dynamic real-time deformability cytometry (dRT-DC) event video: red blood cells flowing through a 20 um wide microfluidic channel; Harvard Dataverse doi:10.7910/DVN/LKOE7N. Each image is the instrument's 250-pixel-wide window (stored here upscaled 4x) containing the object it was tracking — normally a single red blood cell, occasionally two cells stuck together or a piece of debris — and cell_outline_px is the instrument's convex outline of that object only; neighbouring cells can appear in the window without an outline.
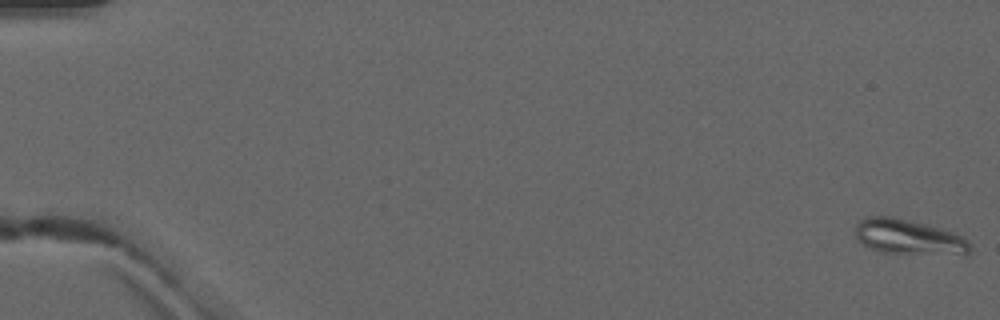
{"species": "common noctule bat (a hibernating species)", "species_latin": "Nyctalus noctula", "temperature_condition": "warm", "stored_images_in_passage": 5, "camera_frame_rate_fps": 3000, "um_per_image_px": 0.085, "animal": {"sex": "male", "forearm_length_mm": 52.5}, "frame": {"image": 1, "passage_image": 1, "time_ms": 0.0, "image_size_px": [1000, 320], "cell_outline_px": [[972, 248], [968, 256], [964, 256], [880, 252], [864, 244], [856, 236], [856, 224], [864, 216], [892, 216], [928, 224], [964, 236], [972, 244]], "centroid_in_image_um": [77.34, 20.16], "position_along_channel_um": 7.7, "area_um2": 24.04}}